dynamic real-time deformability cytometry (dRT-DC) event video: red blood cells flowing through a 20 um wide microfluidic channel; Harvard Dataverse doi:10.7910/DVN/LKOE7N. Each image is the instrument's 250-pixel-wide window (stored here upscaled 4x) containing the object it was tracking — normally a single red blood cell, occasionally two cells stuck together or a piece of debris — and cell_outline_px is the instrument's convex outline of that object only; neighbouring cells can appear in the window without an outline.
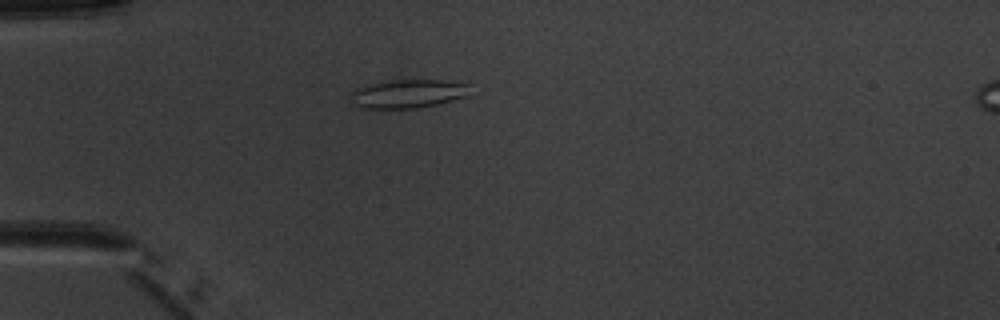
{"species": "common noctule bat (a hibernating species)", "species_latin": "Nyctalus noctula", "temperature_condition": "warm", "stored_images_in_passage": 3, "segment_of_instrument_passage": [1, 2], "camera_frame_rate_fps": 3000, "um_per_image_px": 0.085, "animal": {"sex": "male", "body_mass_g": 20.1, "forearm_length_mm": 53.5}, "frame": {"image": 1, "passage_image": 2, "time_ms": 1.0, "image_size_px": [1000, 320], "cell_outline_px": [[468, 96], [436, 104], [416, 108], [364, 108], [356, 104], [348, 96], [356, 88], [368, 84], [388, 80], [440, 80], [468, 84]], "centroid_in_image_um": [34.65, 7.96], "position_along_channel_um": 50.4, "area_um2": 19.65}}